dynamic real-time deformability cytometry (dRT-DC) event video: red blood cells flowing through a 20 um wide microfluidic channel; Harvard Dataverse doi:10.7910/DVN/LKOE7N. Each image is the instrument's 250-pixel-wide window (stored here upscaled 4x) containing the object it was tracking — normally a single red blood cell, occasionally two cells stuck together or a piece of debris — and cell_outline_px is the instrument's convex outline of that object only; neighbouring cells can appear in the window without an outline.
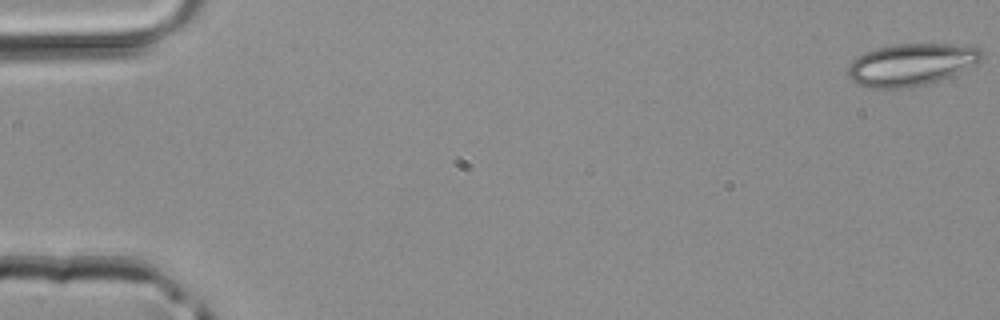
{"species": "common noctule bat (a hibernating species)", "species_latin": "Nyctalus noctula", "temperature_condition": "room temperature", "stored_images_in_passage": 4, "camera_frame_rate_fps": 3000, "um_per_image_px": 0.085, "animal": {"sex": "male", "body_mass_g": 20.4}, "frame": {"image": 1, "passage_image": 1, "time_ms": 0.0, "image_size_px": [1000, 320], "cell_outline_px": [[984, 56], [980, 60], [940, 80], [908, 88], [872, 88], [856, 84], [848, 76], [848, 64], [856, 56], [864, 52], [876, 48], [892, 44], [960, 44], [980, 48]], "centroid_in_image_um": [77.39, 5.47], "position_along_channel_um": 7.6, "area_um2": 32.77}}
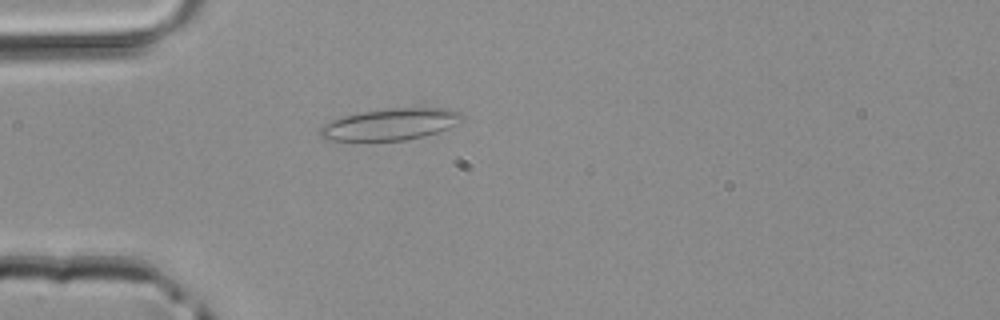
{"frame": {"image": 2, "passage_image": 4, "time_ms": 1.0, "image_size_px": [1000, 320], "cell_outline_px": [[464, 120], [436, 132], [424, 136], [404, 140], [324, 140], [320, 136], [320, 128], [324, 124], [332, 120], [344, 116], [360, 112], [392, 108], [448, 108], [460, 112], [464, 116]], "centroid_in_image_um": [33.18, 10.56], "position_along_channel_um": 51.8, "area_um2": 25.89}}